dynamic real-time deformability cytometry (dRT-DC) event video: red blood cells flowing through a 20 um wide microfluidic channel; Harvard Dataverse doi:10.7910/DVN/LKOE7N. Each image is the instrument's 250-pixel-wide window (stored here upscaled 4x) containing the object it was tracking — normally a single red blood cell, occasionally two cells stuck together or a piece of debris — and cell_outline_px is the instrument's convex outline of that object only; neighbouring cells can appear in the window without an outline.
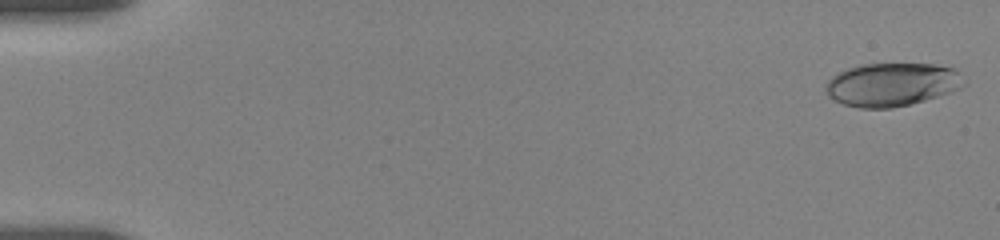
{"species": "human", "species_latin": "Homo sapiens", "temperature_condition": "room temperature", "stored_images_in_passage": 10, "camera_frame_rate_fps": 3000, "um_per_image_px": 0.085, "donor": {"sex": "female"}, "frame": {"image": 1, "passage_image": 1, "time_ms": 0.0, "image_size_px": [1000, 240], "cell_outline_px": [[968, 84], [952, 92], [924, 100], [892, 108], [860, 108], [844, 104], [828, 96], [824, 92], [824, 84], [832, 76], [848, 68], [860, 64], [936, 64], [956, 68], [968, 80]], "centroid_in_image_um": [75.86, 7.17], "position_along_channel_um": 9.1, "area_um2": 35.37}}
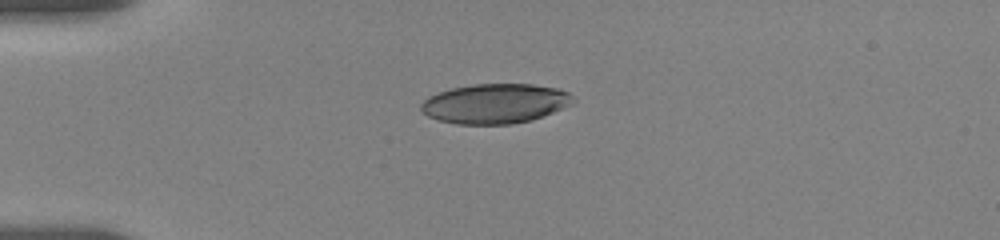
{"frame": {"image": 2, "passage_image": 9, "time_ms": 4.333, "image_size_px": [1000, 240], "cell_outline_px": [[576, 100], [572, 104], [532, 120], [512, 124], [456, 124], [440, 120], [428, 116], [420, 108], [420, 104], [428, 96], [452, 88], [472, 84], [532, 84], [556, 88], [568, 92]], "centroid_in_image_um": [42.09, 8.8], "position_along_channel_um": 42.9, "area_um2": 35.08}}